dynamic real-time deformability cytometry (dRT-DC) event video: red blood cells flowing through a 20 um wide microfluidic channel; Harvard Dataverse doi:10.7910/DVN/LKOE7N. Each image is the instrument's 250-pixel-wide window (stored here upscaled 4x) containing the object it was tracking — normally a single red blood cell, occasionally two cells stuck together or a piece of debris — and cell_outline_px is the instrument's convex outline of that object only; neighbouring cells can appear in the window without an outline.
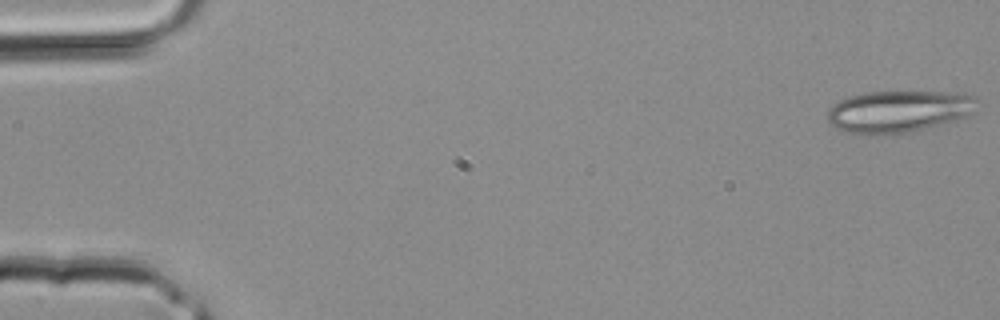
{"species": "common noctule bat (a hibernating species)", "species_latin": "Nyctalus noctula", "temperature_condition": "room temperature", "stored_images_in_passage": 3, "camera_frame_rate_fps": 3000, "um_per_image_px": 0.085, "animal": {"sex": "male", "body_mass_g": 20.4}, "frame": {"image": 1, "passage_image": 1, "time_ms": 0.0, "image_size_px": [1000, 320], "cell_outline_px": [[976, 100], [972, 112], [968, 116], [956, 120], [908, 132], [848, 132], [836, 128], [828, 120], [828, 108], [836, 100], [848, 96], [864, 92], [964, 92], [976, 96]], "centroid_in_image_um": [76.39, 9.42], "position_along_channel_um": 8.6, "area_um2": 35.95}}